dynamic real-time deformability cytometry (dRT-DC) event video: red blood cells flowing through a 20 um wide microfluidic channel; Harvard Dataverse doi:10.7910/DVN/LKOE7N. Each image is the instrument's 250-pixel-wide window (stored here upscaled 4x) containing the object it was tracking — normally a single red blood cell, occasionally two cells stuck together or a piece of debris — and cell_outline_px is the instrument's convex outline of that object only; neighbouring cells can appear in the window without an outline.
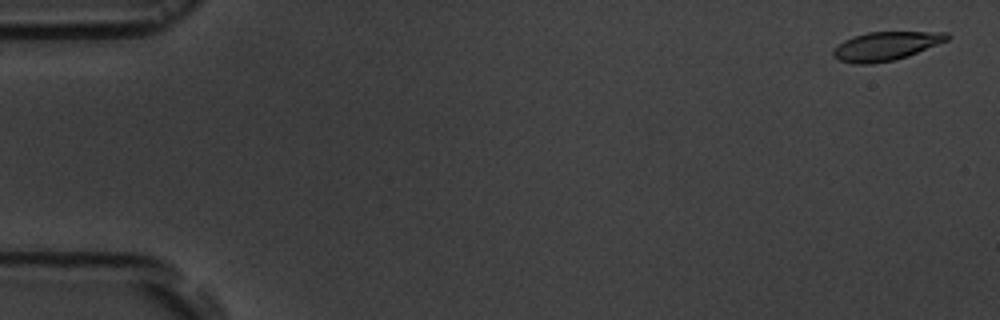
{"species": "common noctule bat (a hibernating species)", "species_latin": "Nyctalus noctula", "temperature_condition": "room temperature", "stored_images_in_passage": 17, "camera_frame_rate_fps": 3000, "um_per_image_px": 0.085, "animal": {"sex": "male", "body_mass_g": 19.5, "forearm_length_mm": 54.6}, "frame": {"image": 1, "passage_image": 1, "time_ms": 0.0, "image_size_px": [1000, 320], "cell_outline_px": [[952, 36], [948, 40], [908, 56], [892, 60], [872, 64], [856, 64], [840, 60], [832, 56], [832, 52], [844, 40], [852, 36], [868, 32], [948, 32]], "centroid_in_image_um": [75.31, 3.91], "position_along_channel_um": 9.7, "area_um2": 18.96}}
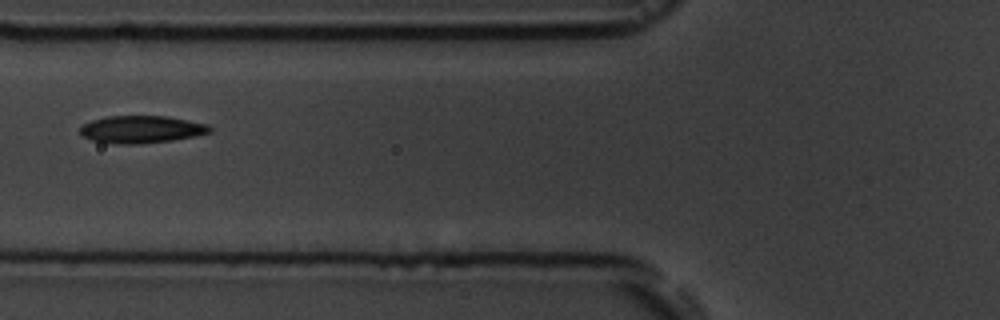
{"frame": {"image": 2, "passage_image": 7, "time_ms": 6.667, "image_size_px": [1000, 320], "cell_outline_px": [[212, 132], [196, 136], [172, 140], [136, 144], [116, 144], [92, 140], [80, 136], [80, 128], [84, 124], [92, 120], [108, 116], [168, 116], [208, 124], [212, 128]], "centroid_in_image_um": [12.03, 11.0], "position_along_channel_um": 113.8, "area_um2": 20.81}}
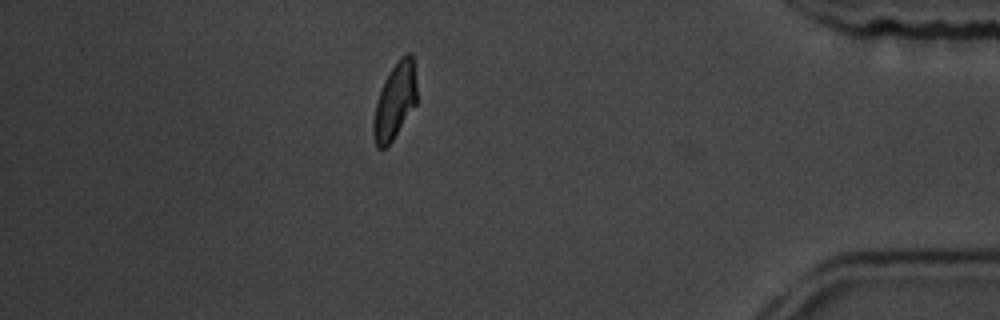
{"frame": {"image": 3, "passage_image": 15, "time_ms": 15.667, "image_size_px": [1000, 320], "cell_outline_px": [[416, 104], [392, 140], [384, 148], [376, 148], [372, 132], [372, 120], [376, 104], [384, 80], [396, 60], [400, 56], [408, 52], [412, 52], [416, 84]], "centroid_in_image_um": [33.55, 8.57], "position_along_channel_um": 401.7, "area_um2": 19.19}, "authors_computed_cell_mechanics": {"area_um2": 19.7098, "velocity_mm_per_s": 3.6603, "shape_relaxation_time_tau1_ms": 3.1894, "shape_relaxation_time_tau2_ms": 2.7053, "deformation_change_tau1": 0.1455, "deformation_change_tau2": 0.0839}}